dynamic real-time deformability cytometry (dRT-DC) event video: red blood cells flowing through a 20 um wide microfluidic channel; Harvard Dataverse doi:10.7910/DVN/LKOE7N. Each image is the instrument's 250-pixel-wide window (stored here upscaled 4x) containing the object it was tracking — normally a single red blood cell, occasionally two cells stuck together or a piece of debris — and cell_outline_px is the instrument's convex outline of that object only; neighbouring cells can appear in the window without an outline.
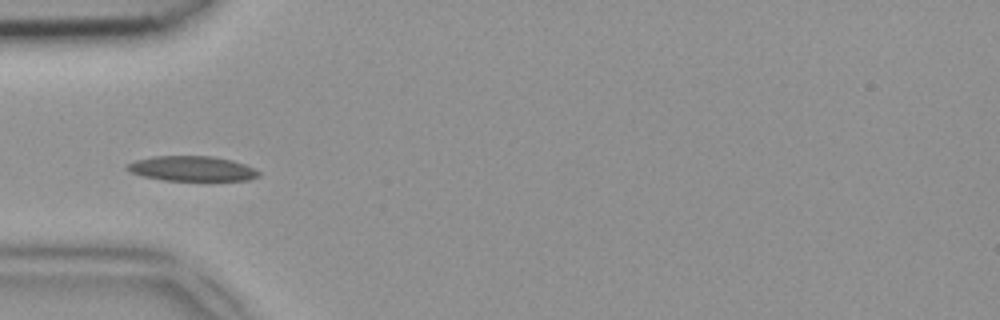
{"species": "common noctule bat (a hibernating species)", "species_latin": "Nyctalus noctula", "temperature_condition": "room temperature", "stored_images_in_passage": 35, "camera_frame_rate_fps": 3000, "um_per_image_px": 0.085, "animal": {"sex": "female", "body_mass_g": 18.4}, "frame": {"image": 1, "passage_image": 2, "time_ms": 0.333, "image_size_px": [1000, 320], "cell_outline_px": [[260, 176], [248, 180], [164, 180], [144, 176], [132, 172], [124, 168], [124, 164], [136, 160], [152, 156], [212, 156], [232, 160], [244, 164], [260, 172]], "centroid_in_image_um": [16.29, 14.32], "position_along_channel_um": 68.7, "area_um2": 19.07}}
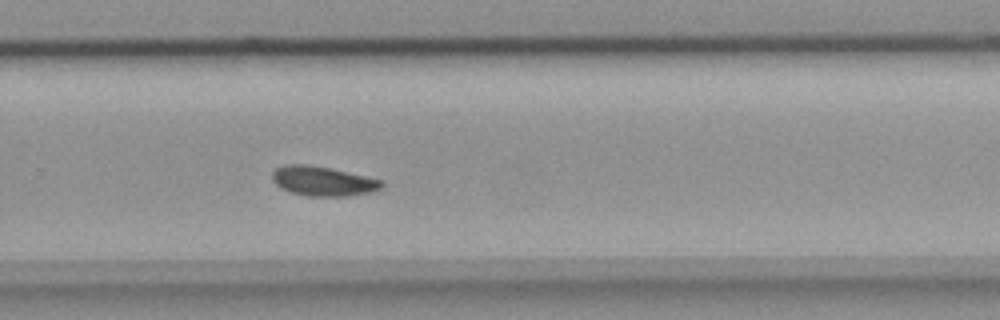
{"frame": {"image": 2, "passage_image": 19, "time_ms": 6.0, "image_size_px": [1000, 320], "cell_outline_px": [[384, 184], [380, 188], [372, 192], [348, 196], [308, 196], [292, 192], [280, 188], [272, 180], [272, 172], [276, 168], [284, 164], [304, 164], [328, 168], [384, 180]], "centroid_in_image_um": [27.44, 15.4], "position_along_channel_um": 302.4, "area_um2": 18.79}}
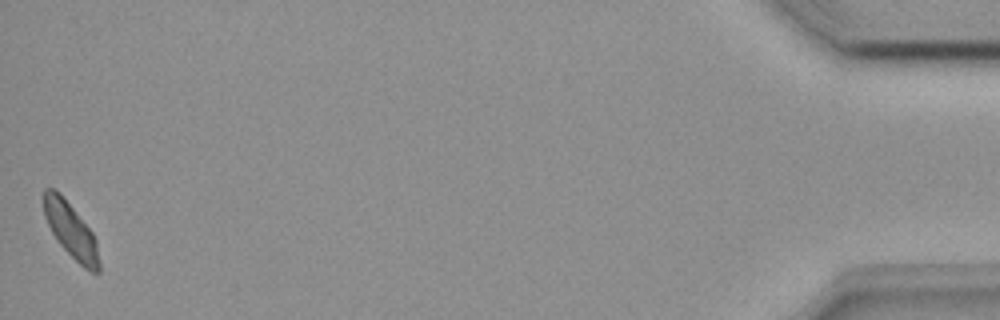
{"frame": {"image": 3, "passage_image": 35, "time_ms": 11.333, "image_size_px": [1000, 320], "cell_outline_px": [[100, 272], [92, 272], [84, 268], [60, 244], [52, 232], [44, 216], [44, 188], [56, 188], [60, 192], [92, 232], [96, 240], [100, 264]], "centroid_in_image_um": [6.03, 19.57], "position_along_channel_um": 429.2, "area_um2": 17.51}}